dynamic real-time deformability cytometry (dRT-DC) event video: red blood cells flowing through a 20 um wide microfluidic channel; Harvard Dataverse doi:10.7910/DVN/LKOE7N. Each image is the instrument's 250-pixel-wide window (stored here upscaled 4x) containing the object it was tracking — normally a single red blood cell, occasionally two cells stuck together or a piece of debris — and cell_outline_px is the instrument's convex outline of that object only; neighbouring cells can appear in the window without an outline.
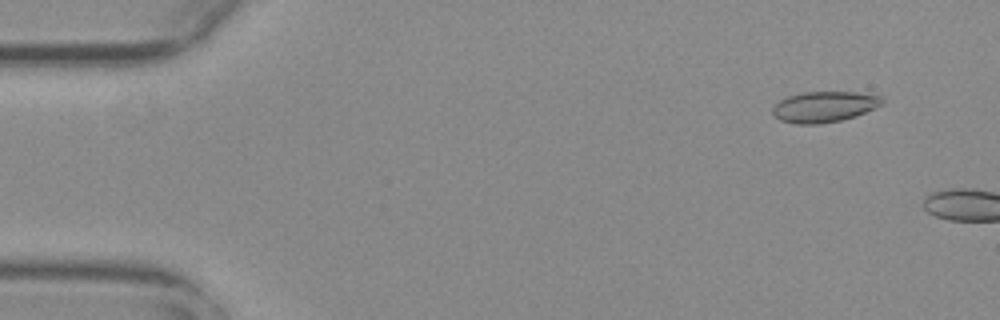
{"species": "common noctule bat (a hibernating species)", "species_latin": "Nyctalus noctula", "temperature_condition": "warm", "stored_images_in_passage": 8, "camera_frame_rate_fps": 3000, "um_per_image_px": 0.085, "animal": {"sex": "female", "body_mass_g": 29.2, "forearm_length_mm": 56.3}, "frame": {"image": 1, "passage_image": 5, "time_ms": 1.333, "image_size_px": [1000, 320], "cell_outline_px": [[884, 104], [856, 116], [840, 120], [816, 124], [796, 124], [780, 120], [772, 112], [772, 108], [780, 100], [788, 96], [804, 92], [856, 92], [880, 96], [884, 100]], "centroid_in_image_um": [70.07, 9.07], "position_along_channel_um": 14.9, "area_um2": 19.54}}